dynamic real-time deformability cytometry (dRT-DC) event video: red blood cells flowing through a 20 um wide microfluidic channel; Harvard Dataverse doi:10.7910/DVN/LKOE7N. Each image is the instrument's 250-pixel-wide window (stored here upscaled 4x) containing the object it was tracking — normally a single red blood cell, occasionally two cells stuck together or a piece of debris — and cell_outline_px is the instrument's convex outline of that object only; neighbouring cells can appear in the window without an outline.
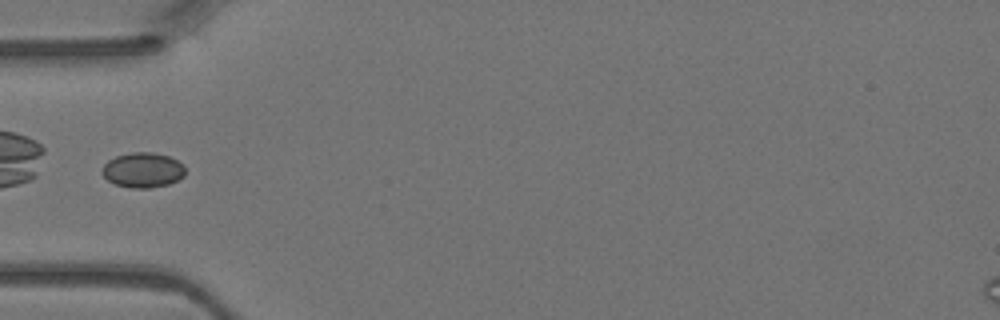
{"species": "Egyptian fruit bat (a non-hibernating species)", "species_latin": "Rousettus aegyptiacus", "temperature_condition": "warm", "stored_images_in_passage": 5, "camera_frame_rate_fps": 3000, "um_per_image_px": 0.085, "animal": {"sex": "female"}, "frame": {"image": 1, "passage_image": 4, "time_ms": 1.0, "image_size_px": [1000, 320], "cell_outline_px": [[184, 176], [168, 184], [148, 188], [132, 188], [116, 184], [108, 180], [100, 172], [100, 168], [108, 160], [116, 156], [132, 152], [152, 152], [168, 156], [184, 164]], "centroid_in_image_um": [12.11, 14.45], "position_along_channel_um": 72.9, "area_um2": 16.94}}
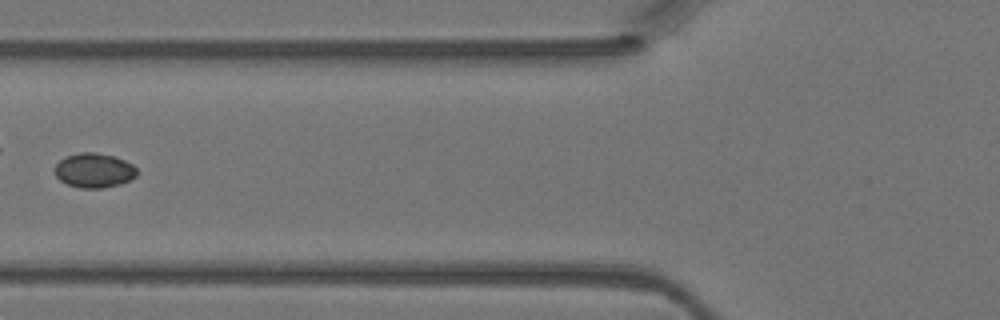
{"frame": {"image": 2, "passage_image": 5, "time_ms": 1.333, "image_size_px": [1000, 320], "cell_outline_px": [[136, 176], [120, 184], [100, 188], [80, 188], [68, 184], [60, 180], [56, 176], [56, 164], [64, 156], [80, 152], [96, 152], [116, 156], [132, 164], [136, 168]], "centroid_in_image_um": [7.99, 14.46], "position_along_channel_um": 117.8, "area_um2": 16.47}}